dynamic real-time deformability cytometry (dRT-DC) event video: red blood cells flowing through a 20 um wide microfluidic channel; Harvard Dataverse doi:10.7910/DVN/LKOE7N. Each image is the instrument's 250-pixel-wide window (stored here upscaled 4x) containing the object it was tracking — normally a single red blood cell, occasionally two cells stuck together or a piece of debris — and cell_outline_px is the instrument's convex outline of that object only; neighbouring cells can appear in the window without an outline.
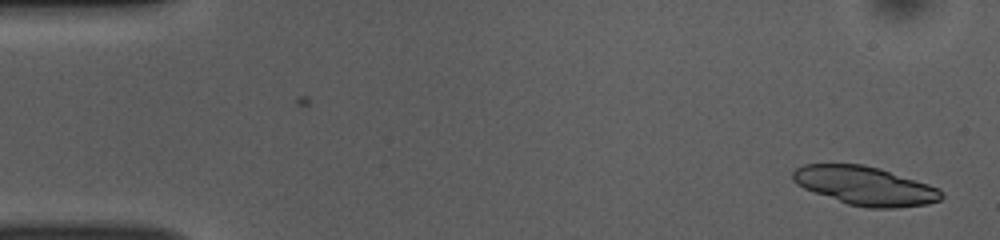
{"species": "common noctule bat (a hibernating species)", "species_latin": "Nyctalus noctula", "temperature_condition": "room temperature", "stored_images_in_passage": 49, "camera_frame_rate_fps": 3000, "um_per_image_px": 0.085, "animal": {"sex": "female", "body_mass_g": 10.0, "forearm_length_mm": 53.1}, "frame": {"image": 1, "passage_image": 1, "time_ms": 0.0, "image_size_px": [1000, 240], "cell_outline_px": [[944, 196], [940, 200], [928, 204], [896, 208], [868, 208], [848, 204], [804, 188], [796, 184], [792, 180], [792, 172], [796, 168], [804, 164], [864, 164], [880, 168], [940, 188], [944, 192]], "centroid_in_image_um": [73.56, 15.79], "position_along_channel_um": 11.4, "area_um2": 33.58}}
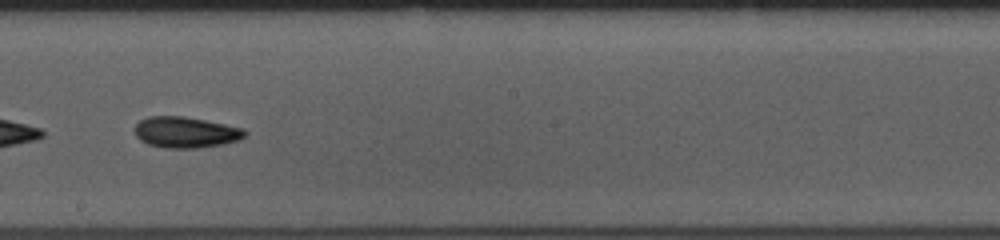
{"frame": {"image": 2, "passage_image": 28, "time_ms": 9.0, "image_size_px": [1000, 240], "cell_outline_px": [[248, 132], [240, 140], [224, 144], [196, 148], [164, 148], [148, 144], [140, 140], [136, 136], [136, 124], [140, 120], [148, 116], [184, 116], [244, 128]], "centroid_in_image_um": [15.8, 11.25], "position_along_channel_um": 232.4, "area_um2": 19.94}}
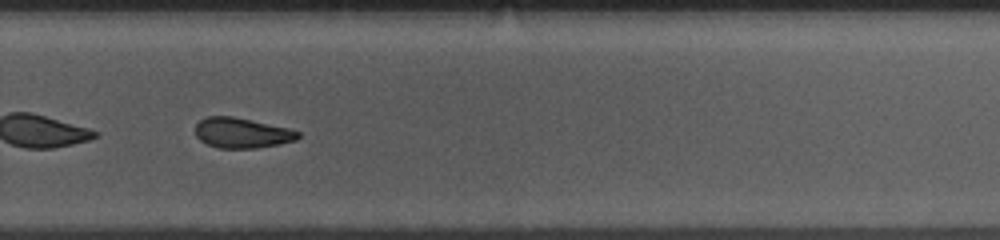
{"frame": {"image": 3, "passage_image": 34, "time_ms": 11.0, "image_size_px": [1000, 240], "cell_outline_px": [[300, 136], [296, 140], [256, 148], [220, 148], [208, 144], [200, 140], [196, 136], [196, 124], [200, 120], [208, 116], [232, 116], [252, 120], [288, 128], [300, 132]], "centroid_in_image_um": [20.55, 11.29], "position_along_channel_um": 309.3, "area_um2": 17.92}, "authors_computed_cell_mechanics": {"area_um2": 19.8832, "velocity_mm_per_s": 3.8591, "shape_relaxation_time_tau1_ms": 5.9473, "shape_relaxation_time_tau2_ms": 6.7225, "deformation_change_tau1": 0.1337, "deformation_change_tau2": 0.1491}}